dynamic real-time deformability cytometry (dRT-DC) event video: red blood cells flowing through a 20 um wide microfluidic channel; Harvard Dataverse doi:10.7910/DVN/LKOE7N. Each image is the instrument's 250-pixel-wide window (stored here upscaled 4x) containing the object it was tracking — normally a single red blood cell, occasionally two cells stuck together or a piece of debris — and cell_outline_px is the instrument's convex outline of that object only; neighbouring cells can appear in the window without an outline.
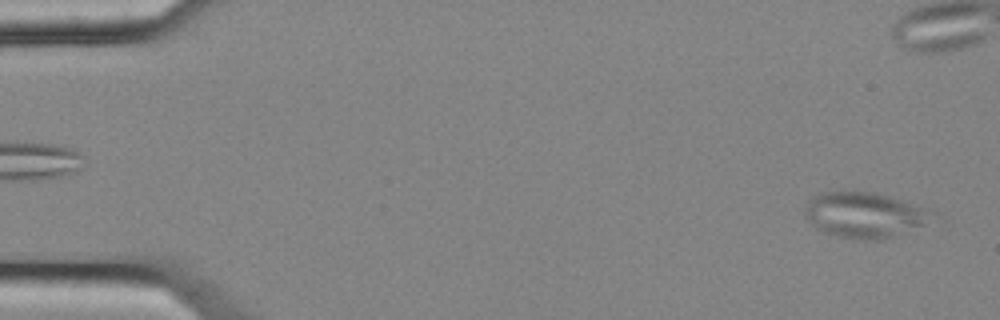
{"species": "common noctule bat (a hibernating species)", "species_latin": "Nyctalus noctula", "temperature_condition": "cold", "stored_images_in_passage": 6, "camera_frame_rate_fps": 3000, "um_per_image_px": 0.085, "animal": {"sex": "female", "body_mass_g": 25.1}, "frame": {"image": 1, "passage_image": 6, "time_ms": 1.667, "image_size_px": [1000, 320], "cell_outline_px": [[944, 220], [884, 240], [860, 240], [840, 236], [824, 232], [816, 228], [804, 216], [804, 208], [808, 200], [812, 196], [820, 192], [856, 188], [876, 192], [928, 208], [940, 212]], "centroid_in_image_um": [73.64, 18.24], "position_along_channel_um": 11.4, "area_um2": 36.01}}